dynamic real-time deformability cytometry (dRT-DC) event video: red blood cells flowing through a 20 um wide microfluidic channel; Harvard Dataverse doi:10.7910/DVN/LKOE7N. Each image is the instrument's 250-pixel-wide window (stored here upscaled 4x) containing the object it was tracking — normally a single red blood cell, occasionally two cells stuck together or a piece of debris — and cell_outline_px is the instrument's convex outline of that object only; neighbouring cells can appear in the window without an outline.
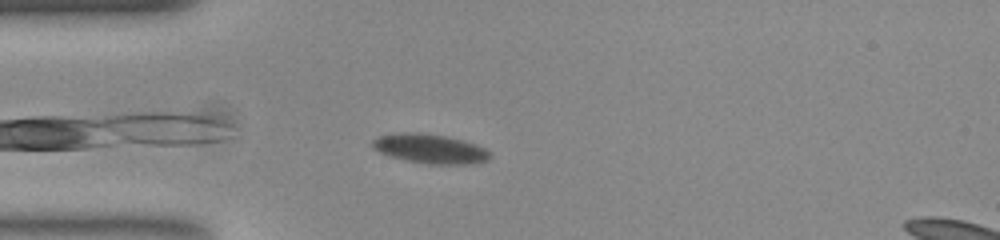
{"species": "common noctule bat (a hibernating species)", "species_latin": "Nyctalus noctula", "temperature_condition": "room temperature", "stored_images_in_passage": 43, "segment_of_instrument_passage": [1, 2], "camera_frame_rate_fps": 3000, "um_per_image_px": 0.085, "animal": {"sex": "female", "body_mass_g": 23.0, "forearm_length_mm": 53.4}, "frame": {"image": 1, "passage_image": 2, "time_ms": 0.333, "image_size_px": [1000, 240], "cell_outline_px": [[492, 156], [488, 160], [468, 164], [428, 164], [408, 160], [392, 156], [380, 152], [372, 148], [372, 140], [380, 136], [396, 132], [420, 132], [448, 136], [464, 140], [484, 148], [492, 152]], "centroid_in_image_um": [36.58, 12.62], "position_along_channel_um": 48.4, "area_um2": 20.17}}
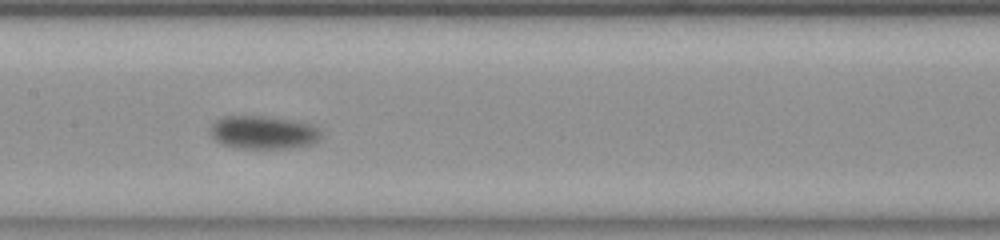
{"frame": {"image": 2, "passage_image": 14, "time_ms": 4.333, "image_size_px": [1000, 240], "cell_outline_px": [[320, 140], [312, 144], [288, 148], [236, 148], [220, 144], [212, 136], [208, 128], [220, 116], [264, 116], [312, 124], [320, 132]], "centroid_in_image_um": [22.32, 11.26], "position_along_channel_um": 185.1, "area_um2": 21.44}}
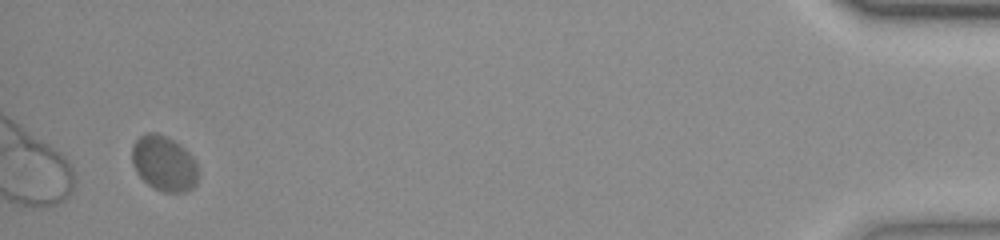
{"frame": {"image": 3, "passage_image": 40, "time_ms": 13.0, "image_size_px": [1000, 240], "cell_outline_px": [[200, 176], [196, 184], [192, 188], [184, 192], [164, 192], [148, 184], [136, 172], [132, 164], [132, 144], [140, 136], [148, 132], [156, 132], [180, 144], [196, 160], [200, 172]], "centroid_in_image_um": [13.97, 13.89], "position_along_channel_um": 421.2, "area_um2": 21.56}}